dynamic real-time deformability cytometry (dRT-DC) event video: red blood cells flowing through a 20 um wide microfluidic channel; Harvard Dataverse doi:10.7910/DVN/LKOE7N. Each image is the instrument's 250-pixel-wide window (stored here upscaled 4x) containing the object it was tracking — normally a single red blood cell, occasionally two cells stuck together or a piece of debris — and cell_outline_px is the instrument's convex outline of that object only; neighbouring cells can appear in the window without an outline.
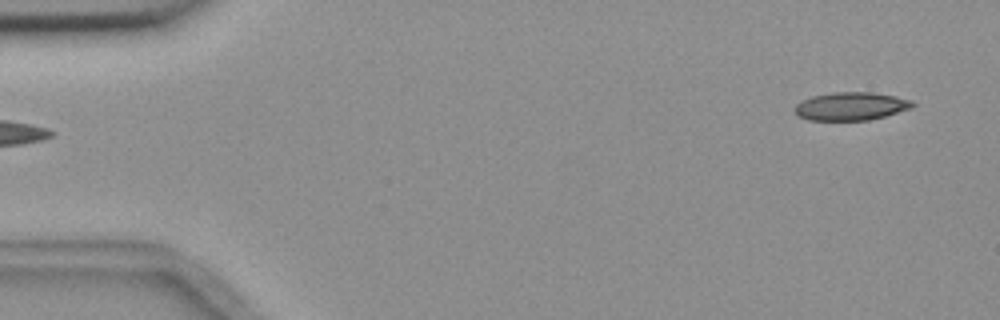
{"species": "common noctule bat (a hibernating species)", "species_latin": "Nyctalus noctula", "temperature_condition": "room temperature", "stored_images_in_passage": 4, "segment_of_instrument_passage": [2, 2], "camera_frame_rate_fps": 3000, "um_per_image_px": 0.085, "animal": {"sex": "female", "body_mass_g": 18.4}, "frame": {"image": 1, "passage_image": 4, "time_ms": 3.667, "image_size_px": [1000, 320], "cell_outline_px": [[916, 104], [912, 108], [884, 116], [868, 120], [808, 120], [800, 116], [792, 108], [800, 100], [812, 96], [836, 92], [872, 92], [896, 96], [912, 100]], "centroid_in_image_um": [72.33, 9.02], "position_along_channel_um": 12.7, "area_um2": 19.36}}